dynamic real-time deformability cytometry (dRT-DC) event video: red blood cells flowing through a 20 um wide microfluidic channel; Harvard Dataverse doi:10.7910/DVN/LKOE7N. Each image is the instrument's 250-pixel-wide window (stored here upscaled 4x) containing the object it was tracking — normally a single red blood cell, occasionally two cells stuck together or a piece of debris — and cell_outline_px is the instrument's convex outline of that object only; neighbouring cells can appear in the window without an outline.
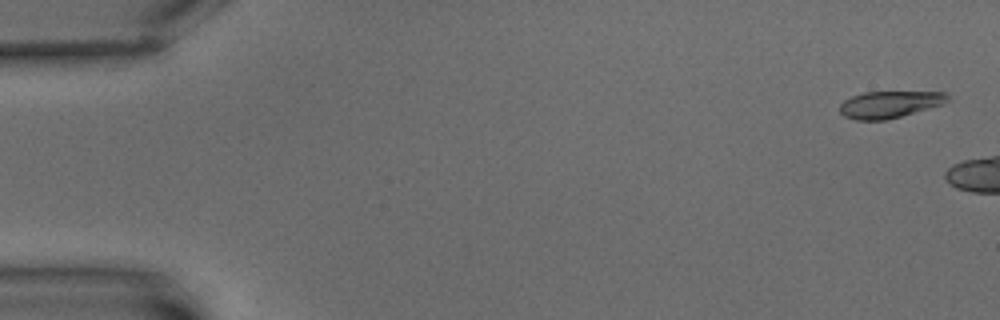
{"species": "common noctule bat (a hibernating species)", "species_latin": "Nyctalus noctula", "temperature_condition": "warm", "stored_images_in_passage": 7, "camera_frame_rate_fps": 3000, "um_per_image_px": 0.085, "animal": {"sex": "male", "body_mass_g": 15.6}, "frame": {"image": 1, "passage_image": 1, "time_ms": 0.0, "image_size_px": [1000, 320], "cell_outline_px": [[948, 100], [944, 104], [900, 116], [884, 120], [856, 120], [844, 116], [840, 112], [840, 104], [844, 100], [852, 96], [864, 92], [944, 92], [948, 96]], "centroid_in_image_um": [75.59, 8.87], "position_along_channel_um": 9.4, "area_um2": 16.7}}
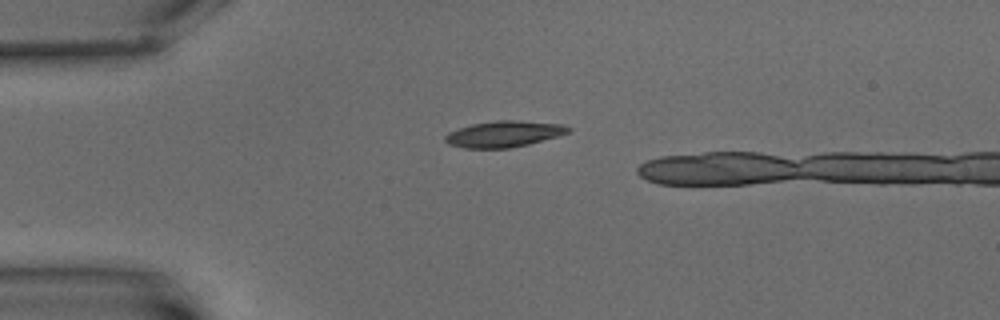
{"frame": {"image": 2, "passage_image": 5, "time_ms": 4.667, "image_size_px": [1000, 320], "cell_outline_px": [[572, 132], [560, 136], [528, 144], [508, 148], [464, 148], [448, 144], [444, 140], [444, 136], [448, 132], [472, 124], [496, 120], [516, 120], [564, 124], [572, 128]], "centroid_in_image_um": [42.88, 11.38], "position_along_channel_um": 42.1, "area_um2": 18.96}}